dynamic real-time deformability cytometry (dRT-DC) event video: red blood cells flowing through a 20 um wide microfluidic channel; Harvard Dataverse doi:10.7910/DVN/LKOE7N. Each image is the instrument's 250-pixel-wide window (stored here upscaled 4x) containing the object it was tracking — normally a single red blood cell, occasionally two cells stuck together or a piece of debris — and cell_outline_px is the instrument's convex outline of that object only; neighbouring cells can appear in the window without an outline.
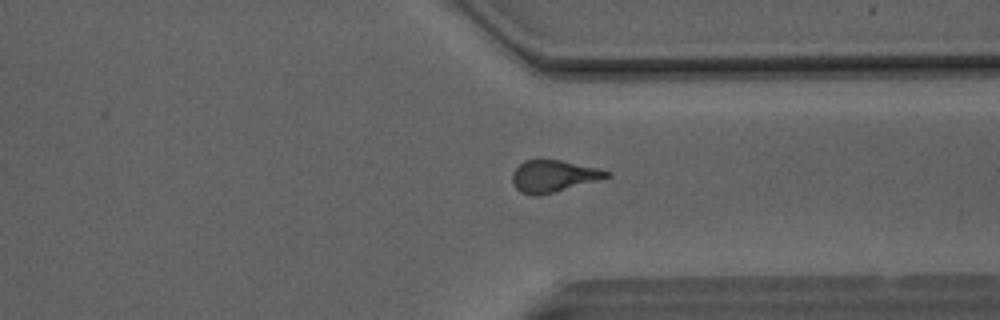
{"species": "Egyptian fruit bat (a non-hibernating species)", "species_latin": "Rousettus aegyptiacus", "temperature_condition": "room temperature", "stored_images_in_passage": 37, "camera_frame_rate_fps": 3000, "um_per_image_px": 0.085, "animal": {"sex": "male"}, "frame": {"image": 1, "passage_image": 27, "time_ms": 8.667, "image_size_px": [1000, 320], "cell_outline_px": [[612, 176], [552, 192], [536, 196], [532, 196], [520, 192], [516, 188], [512, 180], [512, 172], [524, 160], [560, 160], [596, 168], [612, 172]], "centroid_in_image_um": [47.02, 14.97], "position_along_channel_um": 364.4, "area_um2": 17.17}}
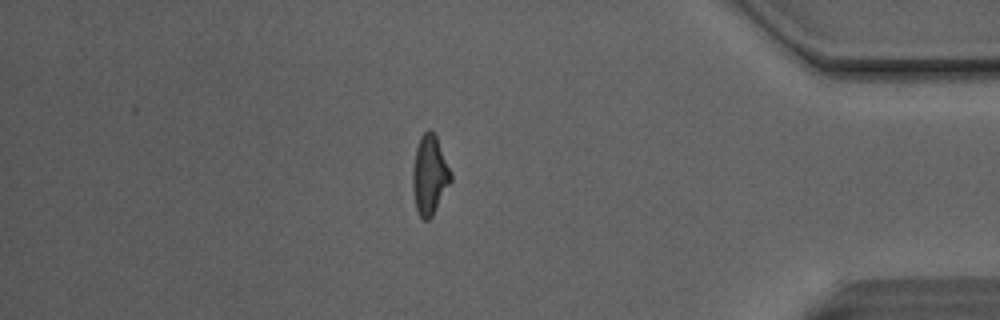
{"frame": {"image": 2, "passage_image": 32, "time_ms": 10.333, "image_size_px": [1000, 320], "cell_outline_px": [[452, 180], [432, 216], [428, 220], [424, 220], [420, 216], [416, 208], [412, 192], [412, 168], [416, 148], [420, 136], [428, 128], [436, 136], [452, 172]], "centroid_in_image_um": [36.51, 14.87], "position_along_channel_um": 398.7, "area_um2": 17.74}, "authors_computed_cell_mechanics": {"area_um2": 17.7446, "velocity_mm_per_s": 4.1383, "shape_relaxation_time_tau1_ms": null, "shape_relaxation_time_tau2_ms": 2.7802, "deformation_change_tau1": null, "deformation_change_tau2": 0.1291}}